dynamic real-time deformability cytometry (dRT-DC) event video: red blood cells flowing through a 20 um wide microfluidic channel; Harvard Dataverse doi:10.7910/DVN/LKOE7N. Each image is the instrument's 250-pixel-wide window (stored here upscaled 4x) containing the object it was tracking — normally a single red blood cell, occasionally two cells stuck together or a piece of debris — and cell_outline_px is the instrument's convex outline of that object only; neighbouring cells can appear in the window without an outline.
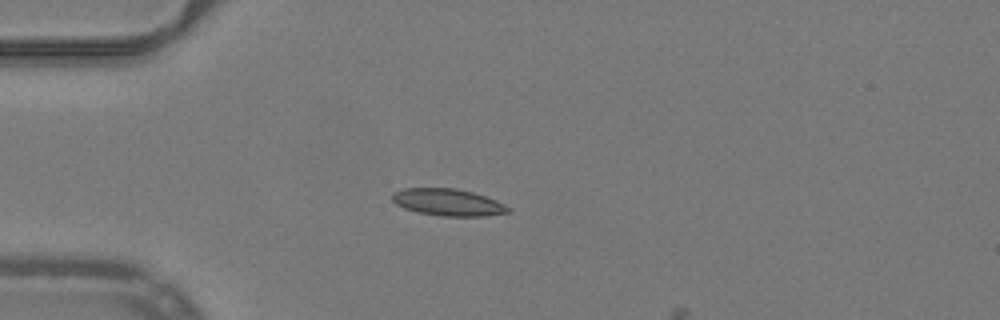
{"species": "common noctule bat (a hibernating species)", "species_latin": "Nyctalus noctula", "temperature_condition": "warm", "stored_images_in_passage": 3, "camera_frame_rate_fps": 3000, "um_per_image_px": 0.085, "animal": {"sex": "male", "body_mass_g": 19.2, "forearm_length_mm": 51.8}, "frame": {"image": 1, "passage_image": 1, "time_ms": 0.0, "image_size_px": [1000, 320], "cell_outline_px": [[512, 212], [488, 216], [440, 216], [416, 212], [404, 208], [396, 204], [392, 200], [392, 192], [404, 188], [456, 188], [472, 192], [496, 200], [512, 208]], "centroid_in_image_um": [38.09, 17.2], "position_along_channel_um": 46.9, "area_um2": 18.44}}